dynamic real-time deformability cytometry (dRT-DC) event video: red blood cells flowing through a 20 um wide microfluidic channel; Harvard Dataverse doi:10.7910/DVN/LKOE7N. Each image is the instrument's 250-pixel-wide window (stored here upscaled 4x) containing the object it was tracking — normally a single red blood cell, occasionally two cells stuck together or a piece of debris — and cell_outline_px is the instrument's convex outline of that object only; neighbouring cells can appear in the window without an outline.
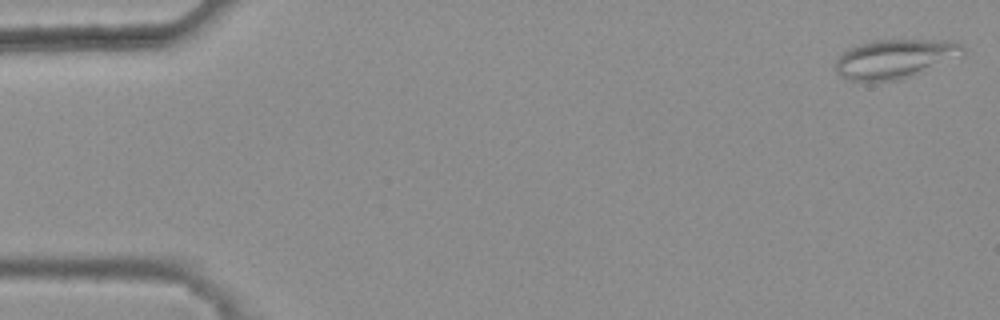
{"species": "common noctule bat (a hibernating species)", "species_latin": "Nyctalus noctula", "temperature_condition": "warm", "stored_images_in_passage": 48, "camera_frame_rate_fps": 3000, "um_per_image_px": 0.085, "animal": {"sex": "female", "body_mass_g": 25.1}, "frame": {"image": 1, "passage_image": 1, "time_ms": 0.0, "image_size_px": [1000, 320], "cell_outline_px": [[964, 52], [912, 76], [896, 80], [848, 80], [840, 76], [836, 72], [836, 60], [844, 52], [860, 44], [872, 40], [948, 40], [960, 44], [964, 48]], "centroid_in_image_um": [76.0, 4.99], "position_along_channel_um": 9.0, "area_um2": 28.09}}
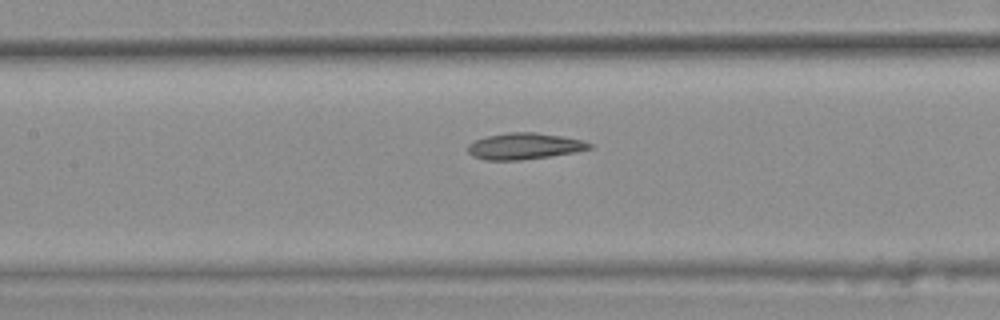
{"frame": {"image": 2, "passage_image": 24, "time_ms": 7.667, "image_size_px": [1000, 320], "cell_outline_px": [[592, 148], [576, 152], [520, 160], [484, 160], [472, 156], [468, 152], [468, 144], [476, 140], [488, 136], [508, 132], [536, 132], [584, 140], [592, 144]], "centroid_in_image_um": [44.57, 12.42], "position_along_channel_um": 162.8, "area_um2": 18.61}}
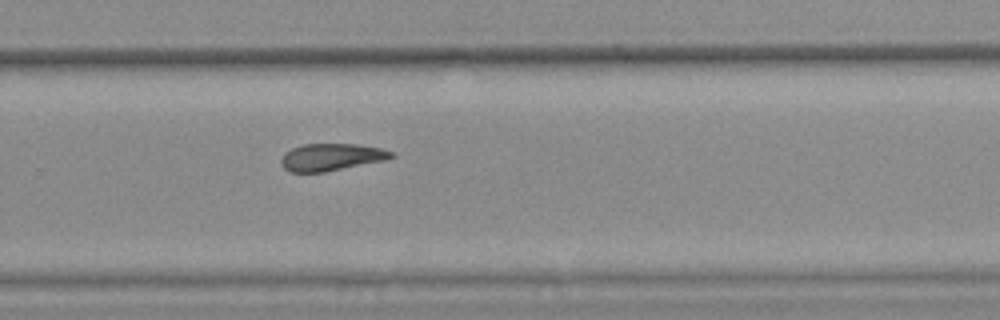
{"frame": {"image": 3, "passage_image": 35, "time_ms": 11.333, "image_size_px": [1000, 320], "cell_outline_px": [[396, 156], [384, 160], [324, 172], [288, 172], [280, 164], [280, 160], [284, 152], [292, 148], [304, 144], [356, 144], [380, 148], [392, 152]], "centroid_in_image_um": [28.11, 13.35], "position_along_channel_um": 301.7, "area_um2": 17.4}, "authors_computed_cell_mechanics": {"area_um2": 18.5827, "velocity_mm_per_s": 3.7956, "shape_relaxation_time_tau1_ms": null, "shape_relaxation_time_tau2_ms": 10.0592, "deformation_change_tau1": null, "deformation_change_tau2": 0.1899}}